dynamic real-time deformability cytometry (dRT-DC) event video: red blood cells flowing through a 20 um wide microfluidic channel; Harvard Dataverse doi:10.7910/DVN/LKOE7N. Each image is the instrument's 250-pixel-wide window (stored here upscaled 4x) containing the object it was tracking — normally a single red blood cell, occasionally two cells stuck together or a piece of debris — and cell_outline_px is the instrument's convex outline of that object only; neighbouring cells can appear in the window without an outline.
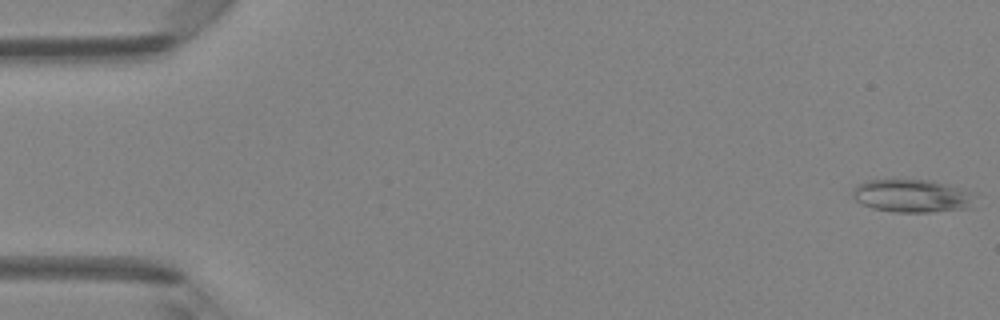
{"species": "Egyptian fruit bat (a non-hibernating species)", "species_latin": "Rousettus aegyptiacus", "temperature_condition": "room temperature", "stored_images_in_passage": 47, "camera_frame_rate_fps": 3000, "um_per_image_px": 0.085, "animal": {"sex": "female"}, "frame": {"image": 1, "passage_image": 1, "time_ms": 0.0, "image_size_px": [1000, 320], "cell_outline_px": [[976, 192], [972, 208], [928, 212], [892, 212], [872, 208], [856, 200], [852, 196], [852, 188], [856, 184], [868, 180], [892, 176], [932, 180], [964, 188]], "centroid_in_image_um": [77.53, 16.59], "position_along_channel_um": 7.5, "area_um2": 24.85}}
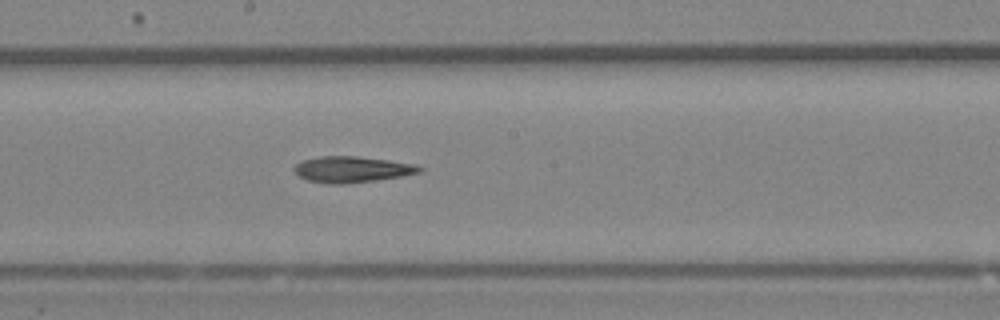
{"frame": {"image": 2, "passage_image": 26, "time_ms": 8.333, "image_size_px": [1000, 320], "cell_outline_px": [[424, 168], [420, 172], [404, 176], [348, 184], [328, 184], [308, 180], [300, 176], [292, 168], [296, 164], [304, 160], [320, 156], [356, 156], [388, 160], [416, 164]], "centroid_in_image_um": [29.95, 14.4], "position_along_channel_um": 218.3, "area_um2": 19.07}}
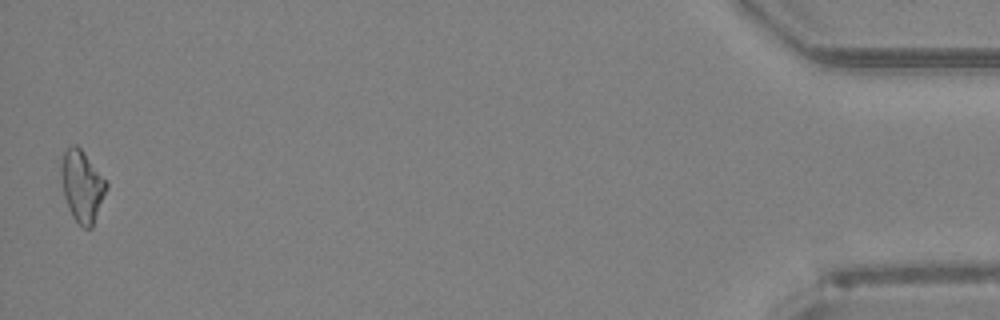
{"frame": {"image": 3, "passage_image": 47, "time_ms": 15.333, "image_size_px": [1000, 320], "cell_outline_px": [[108, 188], [92, 228], [84, 228], [72, 216], [68, 208], [64, 196], [60, 172], [60, 164], [64, 152], [72, 144], [76, 144], [84, 152], [108, 180]], "centroid_in_image_um": [7.0, 15.8], "position_along_channel_um": 428.2, "area_um2": 19.13}}